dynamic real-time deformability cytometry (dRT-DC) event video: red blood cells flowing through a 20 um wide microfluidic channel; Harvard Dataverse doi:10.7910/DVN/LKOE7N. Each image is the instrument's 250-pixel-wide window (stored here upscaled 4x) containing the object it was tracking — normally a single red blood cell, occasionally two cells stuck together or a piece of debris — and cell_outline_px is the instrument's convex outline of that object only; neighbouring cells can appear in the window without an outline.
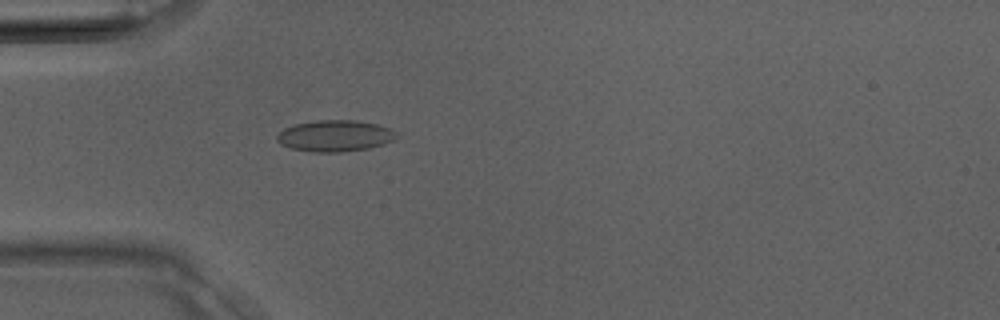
{"species": "Egyptian fruit bat (a non-hibernating species)", "species_latin": "Rousettus aegyptiacus", "temperature_condition": "room temperature", "stored_images_in_passage": 36, "camera_frame_rate_fps": 3000, "um_per_image_px": 0.085, "animal": {"sex": "male"}, "frame": {"image": 1, "passage_image": 10, "time_ms": 3.0, "image_size_px": [1000, 320], "cell_outline_px": [[400, 136], [384, 144], [368, 148], [340, 152], [312, 152], [292, 148], [280, 144], [276, 140], [276, 136], [284, 128], [296, 124], [316, 120], [356, 120], [376, 124], [392, 128], [400, 132]], "centroid_in_image_um": [28.52, 11.54], "position_along_channel_um": 56.5, "area_um2": 22.02}}
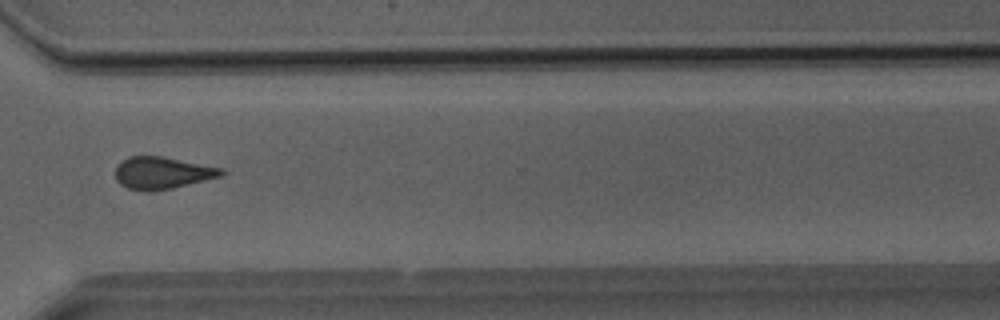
{"frame": {"image": 2, "passage_image": 27, "time_ms": 8.667, "image_size_px": [1000, 320], "cell_outline_px": [[228, 172], [224, 176], [172, 188], [128, 188], [120, 184], [116, 180], [116, 164], [120, 160], [128, 156], [164, 156], [224, 168]], "centroid_in_image_um": [13.86, 14.64], "position_along_channel_um": 356.7, "area_um2": 19.65}}
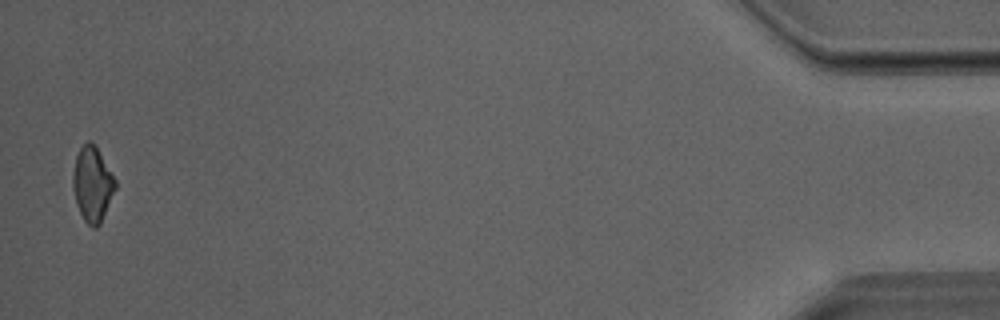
{"frame": {"image": 3, "passage_image": 36, "time_ms": 11.667, "image_size_px": [1000, 320], "cell_outline_px": [[116, 188], [100, 224], [96, 228], [92, 228], [84, 220], [76, 204], [72, 188], [72, 172], [76, 156], [80, 148], [88, 140], [96, 144], [116, 180]], "centroid_in_image_um": [7.84, 15.63], "position_along_channel_um": 427.4, "area_um2": 18.73}}